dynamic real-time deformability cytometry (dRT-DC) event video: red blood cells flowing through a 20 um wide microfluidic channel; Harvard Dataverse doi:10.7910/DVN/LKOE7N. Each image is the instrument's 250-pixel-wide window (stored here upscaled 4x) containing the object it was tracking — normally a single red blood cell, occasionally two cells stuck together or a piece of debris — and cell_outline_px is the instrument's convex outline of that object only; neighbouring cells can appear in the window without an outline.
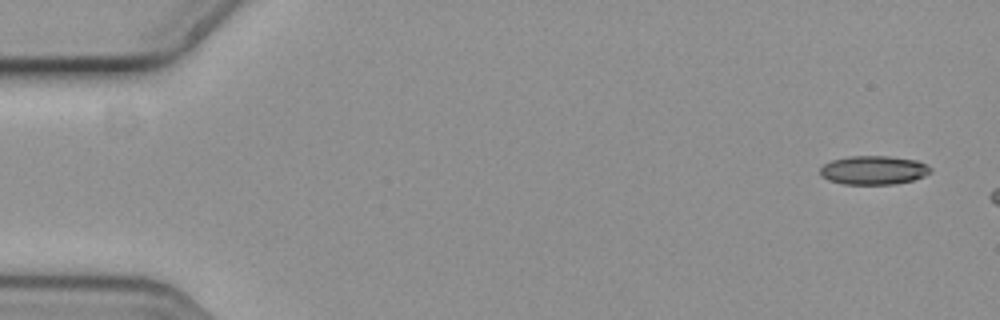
{"species": "common noctule bat (a hibernating species)", "species_latin": "Nyctalus noctula", "temperature_condition": "cold", "stored_images_in_passage": 2, "camera_frame_rate_fps": 3000, "um_per_image_px": 0.085, "animal": {"sex": "female", "body_mass_g": 19.3, "forearm_length_mm": 54.1}, "frame": {"image": 1, "passage_image": 1, "time_ms": 0.0, "image_size_px": [1000, 320], "cell_outline_px": [[932, 172], [924, 176], [912, 180], [896, 184], [844, 184], [828, 180], [820, 176], [820, 168], [824, 164], [832, 160], [848, 156], [888, 156], [916, 160], [932, 168]], "centroid_in_image_um": [74.24, 14.46], "position_along_channel_um": 10.8, "area_um2": 18.55}}